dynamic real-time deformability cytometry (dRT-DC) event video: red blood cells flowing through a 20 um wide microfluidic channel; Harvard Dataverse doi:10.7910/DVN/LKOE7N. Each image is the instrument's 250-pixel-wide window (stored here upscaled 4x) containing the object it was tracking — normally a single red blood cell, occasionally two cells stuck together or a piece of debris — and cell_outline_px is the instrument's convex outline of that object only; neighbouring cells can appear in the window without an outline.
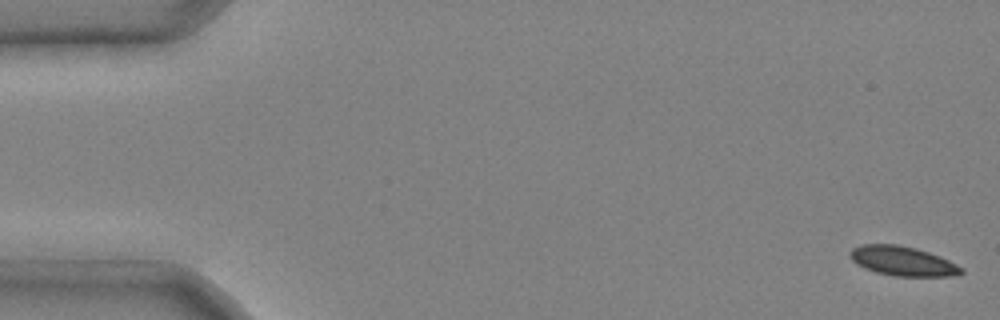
{"species": "common noctule bat (a hibernating species)", "species_latin": "Nyctalus noctula", "temperature_condition": "cold", "stored_images_in_passage": 6, "camera_frame_rate_fps": 3000, "um_per_image_px": 0.085, "animal": {"sex": "male", "body_mass_g": 20.4}, "frame": {"image": 1, "passage_image": 1, "time_ms": 0.0, "image_size_px": [1000, 320], "cell_outline_px": [[964, 272], [948, 276], [896, 276], [876, 272], [864, 268], [856, 264], [852, 260], [852, 248], [860, 244], [896, 244], [916, 248], [940, 256], [964, 268]], "centroid_in_image_um": [76.73, 22.18], "position_along_channel_um": 8.3, "area_um2": 18.96}}
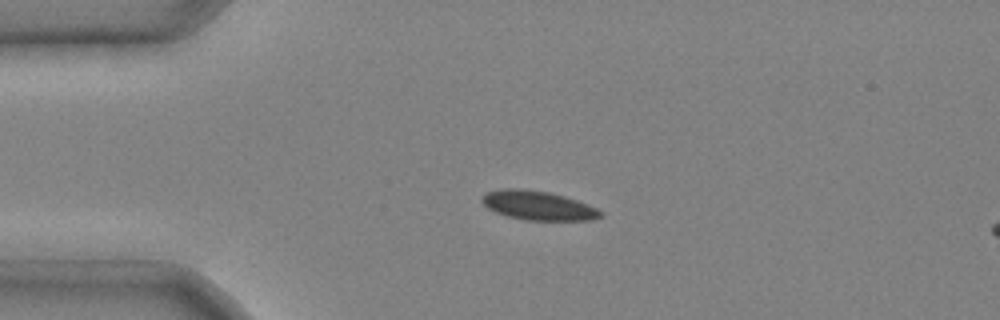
{"frame": {"image": 2, "passage_image": 4, "time_ms": 1.0, "image_size_px": [1000, 320], "cell_outline_px": [[604, 216], [588, 220], [524, 220], [508, 216], [496, 212], [488, 208], [480, 200], [488, 192], [504, 188], [520, 188], [548, 192], [564, 196], [588, 204], [604, 212]], "centroid_in_image_um": [45.76, 17.47], "position_along_channel_um": 39.2, "area_um2": 20.0}}
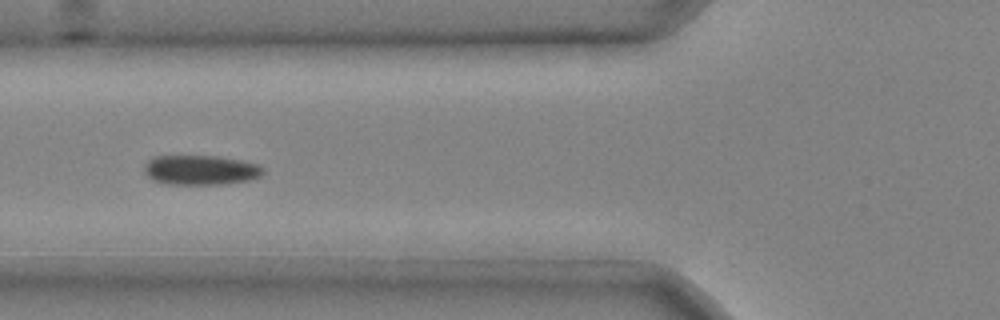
{"frame": {"image": 3, "passage_image": 6, "time_ms": 1.667, "image_size_px": [1000, 320], "cell_outline_px": [[264, 172], [260, 176], [248, 180], [224, 184], [168, 184], [152, 180], [144, 172], [144, 164], [148, 160], [156, 156], [216, 156], [240, 160], [260, 164], [264, 168]], "centroid_in_image_um": [17.05, 14.45], "position_along_channel_um": 108.7, "area_um2": 20.63}}